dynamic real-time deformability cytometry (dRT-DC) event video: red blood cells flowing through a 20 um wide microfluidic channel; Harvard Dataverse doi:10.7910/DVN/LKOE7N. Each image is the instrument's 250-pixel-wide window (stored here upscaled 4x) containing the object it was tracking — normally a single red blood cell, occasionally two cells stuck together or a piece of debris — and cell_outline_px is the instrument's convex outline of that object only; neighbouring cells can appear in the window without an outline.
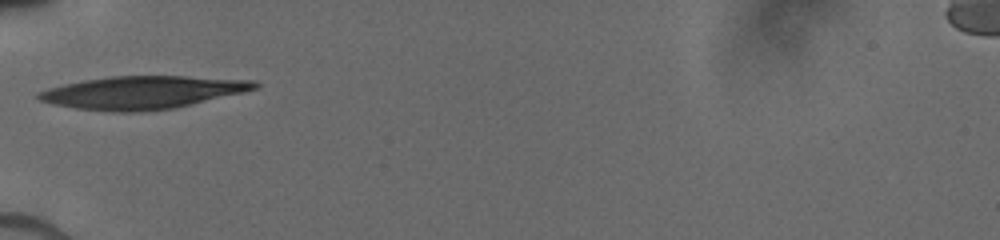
{"species": "human", "species_latin": "Homo sapiens", "temperature_condition": "cold", "stored_images_in_passage": 3, "camera_frame_rate_fps": 3000, "um_per_image_px": 0.085, "donor": {"sex": "male"}, "frame": {"image": 1, "passage_image": 1, "time_ms": 0.0, "image_size_px": [1000, 240], "cell_outline_px": [[260, 88], [244, 92], [172, 108], [140, 112], [112, 112], [76, 108], [52, 104], [40, 100], [36, 96], [36, 92], [48, 88], [64, 84], [84, 80], [112, 76], [188, 76], [256, 80], [260, 84]], "centroid_in_image_um": [12.12, 7.85], "position_along_channel_um": 72.9, "area_um2": 41.38}}
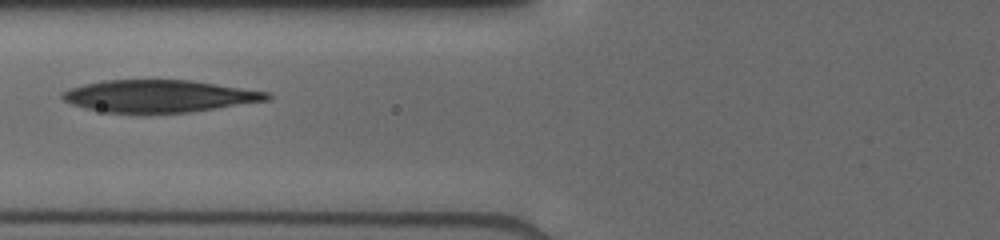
{"frame": {"image": 2, "passage_image": 3, "time_ms": 1.0, "image_size_px": [1000, 240], "cell_outline_px": [[272, 100], [192, 112], [144, 116], [104, 112], [84, 108], [72, 104], [64, 100], [60, 96], [60, 92], [68, 88], [84, 84], [104, 80], [188, 80], [268, 92], [272, 96]], "centroid_in_image_um": [13.48, 8.21], "position_along_channel_um": 112.3, "area_um2": 39.59}}